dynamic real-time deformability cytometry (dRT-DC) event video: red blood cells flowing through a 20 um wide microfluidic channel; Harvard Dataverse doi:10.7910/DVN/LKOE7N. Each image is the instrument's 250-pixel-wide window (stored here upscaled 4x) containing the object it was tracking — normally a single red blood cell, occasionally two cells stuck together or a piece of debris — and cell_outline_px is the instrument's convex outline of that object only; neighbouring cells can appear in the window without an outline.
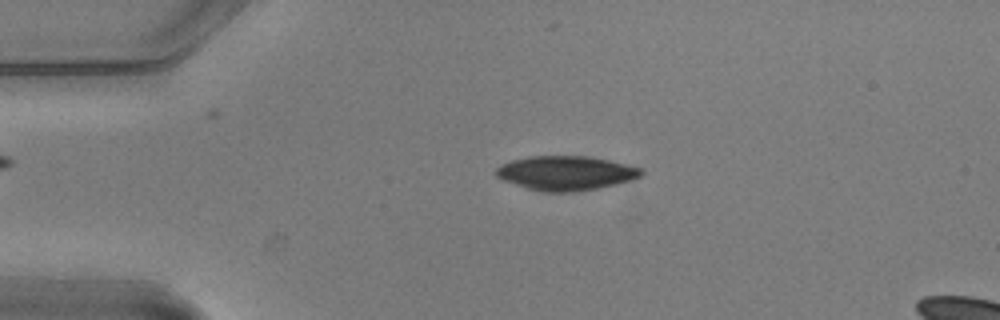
{"species": "common noctule bat (a hibernating species)", "species_latin": "Nyctalus noctula", "temperature_condition": "warm", "stored_images_in_passage": 5, "camera_frame_rate_fps": 3000, "um_per_image_px": 0.085, "animal": {"sex": "male", "body_mass_g": 20.5, "forearm_length_mm": 52.5}, "frame": {"image": 1, "passage_image": 3, "time_ms": 0.667, "image_size_px": [1000, 320], "cell_outline_px": [[644, 172], [640, 176], [632, 180], [616, 184], [576, 192], [540, 192], [504, 180], [496, 176], [496, 168], [500, 164], [512, 160], [532, 156], [592, 156], [640, 168]], "centroid_in_image_um": [48.09, 14.71], "position_along_channel_um": 36.9, "area_um2": 28.9}}